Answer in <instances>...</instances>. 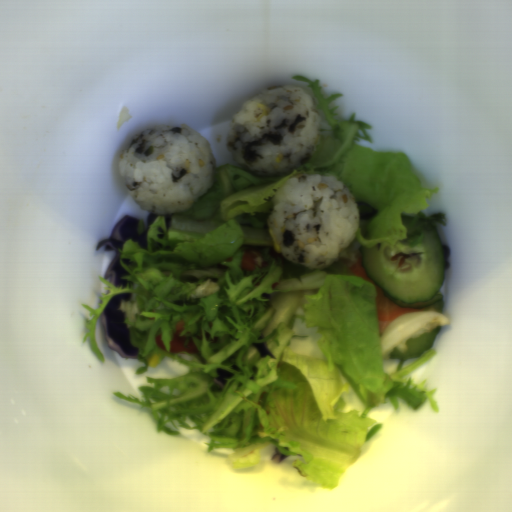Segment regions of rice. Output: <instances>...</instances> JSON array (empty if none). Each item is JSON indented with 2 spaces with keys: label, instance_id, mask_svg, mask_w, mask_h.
Instances as JSON below:
<instances>
[{
  "label": "rice",
  "instance_id": "rice-1",
  "mask_svg": "<svg viewBox=\"0 0 512 512\" xmlns=\"http://www.w3.org/2000/svg\"><path fill=\"white\" fill-rule=\"evenodd\" d=\"M267 219L293 265L323 270L339 259L360 229L358 205L335 175L299 174L275 192Z\"/></svg>",
  "mask_w": 512,
  "mask_h": 512
},
{
  "label": "rice",
  "instance_id": "rice-2",
  "mask_svg": "<svg viewBox=\"0 0 512 512\" xmlns=\"http://www.w3.org/2000/svg\"><path fill=\"white\" fill-rule=\"evenodd\" d=\"M118 168L140 209L169 216L188 210L211 189L217 164L202 133L163 124L132 139Z\"/></svg>",
  "mask_w": 512,
  "mask_h": 512
},
{
  "label": "rice",
  "instance_id": "rice-3",
  "mask_svg": "<svg viewBox=\"0 0 512 512\" xmlns=\"http://www.w3.org/2000/svg\"><path fill=\"white\" fill-rule=\"evenodd\" d=\"M319 126L311 94L285 83L259 92L237 109L224 144L243 170L282 177L310 162Z\"/></svg>",
  "mask_w": 512,
  "mask_h": 512
}]
</instances>
